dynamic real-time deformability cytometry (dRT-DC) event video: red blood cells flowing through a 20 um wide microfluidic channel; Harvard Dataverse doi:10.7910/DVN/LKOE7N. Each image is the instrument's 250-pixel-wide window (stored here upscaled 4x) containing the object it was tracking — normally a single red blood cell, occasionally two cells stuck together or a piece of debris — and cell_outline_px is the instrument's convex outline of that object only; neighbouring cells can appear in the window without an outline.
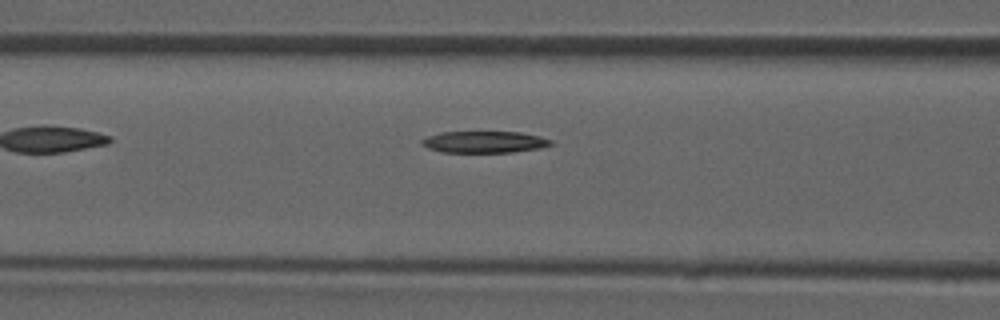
{"species": "common noctule bat (a hibernating species)", "species_latin": "Nyctalus noctula", "temperature_condition": "room temperature", "stored_images_in_passage": 29, "camera_frame_rate_fps": 3000, "um_per_image_px": 0.085, "animal": {"sex": "male", "forearm_length_mm": 52.5}, "frame": {"image": 1, "passage_image": 5, "time_ms": 1.333, "image_size_px": [1000, 320], "cell_outline_px": [[556, 144], [540, 148], [512, 152], [440, 152], [428, 148], [420, 144], [420, 140], [428, 136], [440, 132], [520, 132], [540, 136], [552, 140]], "centroid_in_image_um": [41.18, 12.07], "position_along_channel_um": 125.4, "area_um2": 16.42}}